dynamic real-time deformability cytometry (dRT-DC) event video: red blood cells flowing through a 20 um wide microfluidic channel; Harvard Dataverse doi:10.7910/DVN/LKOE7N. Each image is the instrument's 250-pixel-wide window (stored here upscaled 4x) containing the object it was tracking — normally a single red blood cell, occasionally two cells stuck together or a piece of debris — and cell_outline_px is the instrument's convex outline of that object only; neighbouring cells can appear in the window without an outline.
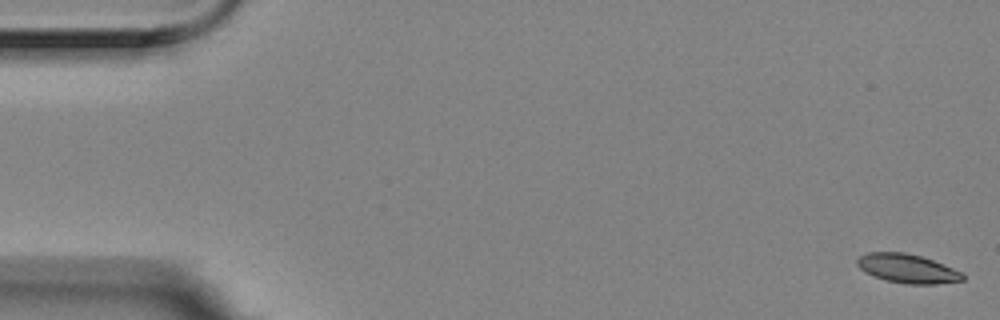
{"species": "Egyptian fruit bat (a non-hibernating species)", "species_latin": "Rousettus aegyptiacus", "temperature_condition": "room temperature", "stored_images_in_passage": 6, "camera_frame_rate_fps": 3000, "um_per_image_px": 0.085, "animal": {"sex": "female"}, "frame": {"image": 1, "passage_image": 1, "time_ms": 0.0, "image_size_px": [1000, 320], "cell_outline_px": [[964, 280], [936, 284], [904, 284], [884, 280], [860, 268], [856, 264], [856, 260], [860, 256], [868, 252], [904, 252], [920, 256], [932, 260], [964, 272]], "centroid_in_image_um": [77.15, 22.83], "position_along_channel_um": 7.8, "area_um2": 17.74}}
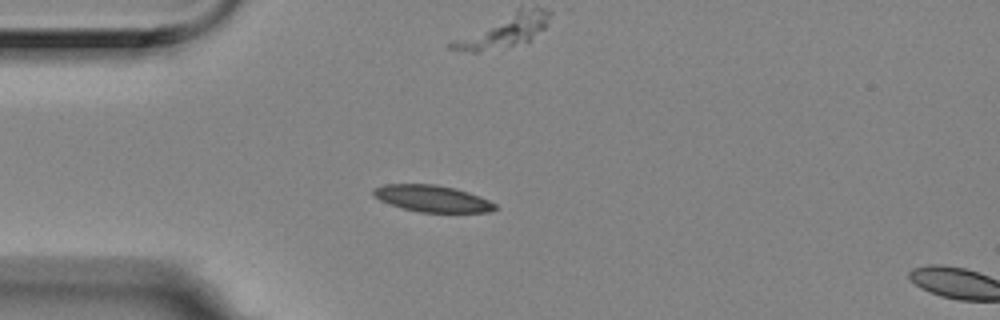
{"frame": {"image": 2, "passage_image": 5, "time_ms": 1.333, "image_size_px": [1000, 320], "cell_outline_px": [[496, 208], [488, 212], [420, 212], [404, 208], [380, 200], [372, 196], [372, 188], [384, 184], [436, 184], [456, 188], [480, 196], [496, 204]], "centroid_in_image_um": [36.72, 16.86], "position_along_channel_um": 48.3, "area_um2": 18.84}}